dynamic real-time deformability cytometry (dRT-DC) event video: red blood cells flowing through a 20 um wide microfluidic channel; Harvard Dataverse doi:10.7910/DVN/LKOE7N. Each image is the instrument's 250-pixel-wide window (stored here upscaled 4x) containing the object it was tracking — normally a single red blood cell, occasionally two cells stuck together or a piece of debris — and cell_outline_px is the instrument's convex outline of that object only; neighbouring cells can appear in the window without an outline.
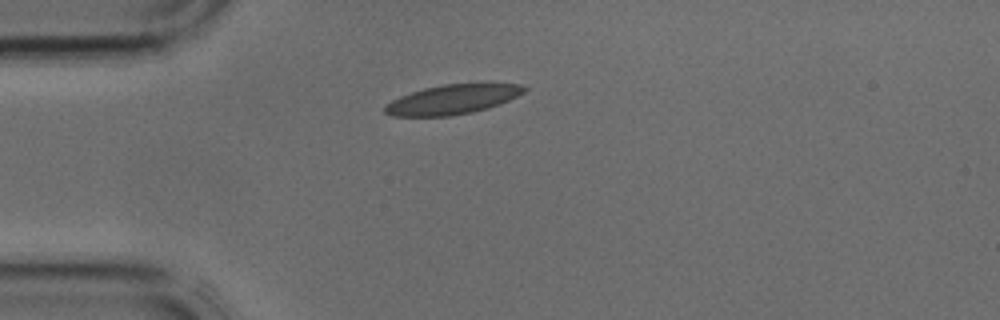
{"species": "common noctule bat (a hibernating species)", "species_latin": "Nyctalus noctula", "temperature_condition": "cold", "stored_images_in_passage": 3, "camera_frame_rate_fps": 3000, "um_per_image_px": 0.085, "animal": {"sex": "male", "body_mass_g": 17.9, "forearm_length_mm": 54.2}, "frame": {"image": 1, "passage_image": 3, "time_ms": 0.667, "image_size_px": [1000, 320], "cell_outline_px": [[528, 88], [524, 92], [508, 100], [488, 108], [472, 112], [448, 116], [392, 116], [384, 112], [384, 104], [400, 96], [424, 88], [444, 84], [520, 84]], "centroid_in_image_um": [38.41, 8.46], "position_along_channel_um": 46.6, "area_um2": 23.7}}